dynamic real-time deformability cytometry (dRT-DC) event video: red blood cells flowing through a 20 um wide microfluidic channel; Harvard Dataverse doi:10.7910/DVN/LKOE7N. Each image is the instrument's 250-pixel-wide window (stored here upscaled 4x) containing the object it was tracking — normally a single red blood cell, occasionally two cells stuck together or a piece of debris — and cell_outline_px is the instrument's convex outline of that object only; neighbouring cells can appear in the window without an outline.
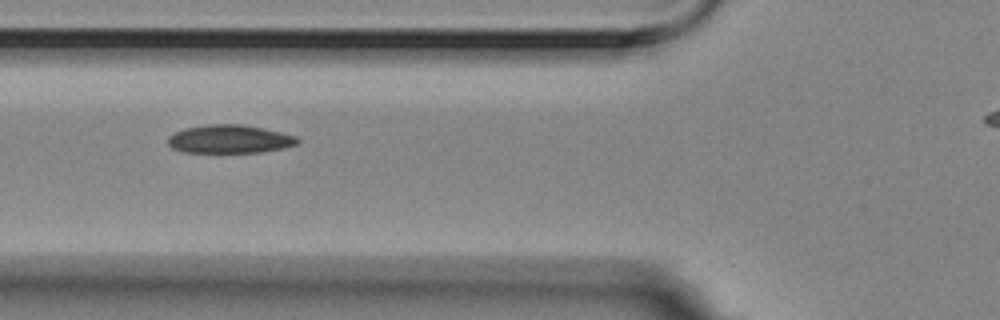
{"species": "Egyptian fruit bat (a non-hibernating species)", "species_latin": "Rousettus aegyptiacus", "temperature_condition": "room temperature", "stored_images_in_passage": 2, "camera_frame_rate_fps": 3000, "um_per_image_px": 0.085, "animal": {"sex": "female"}, "frame": {"image": 1, "passage_image": 2, "time_ms": 0.333, "image_size_px": [1000, 320], "cell_outline_px": [[300, 144], [284, 148], [264, 152], [184, 152], [172, 148], [168, 144], [168, 136], [184, 128], [208, 124], [244, 124], [264, 128], [296, 136], [300, 140]], "centroid_in_image_um": [19.55, 11.82], "position_along_channel_um": 106.2, "area_um2": 21.56}}